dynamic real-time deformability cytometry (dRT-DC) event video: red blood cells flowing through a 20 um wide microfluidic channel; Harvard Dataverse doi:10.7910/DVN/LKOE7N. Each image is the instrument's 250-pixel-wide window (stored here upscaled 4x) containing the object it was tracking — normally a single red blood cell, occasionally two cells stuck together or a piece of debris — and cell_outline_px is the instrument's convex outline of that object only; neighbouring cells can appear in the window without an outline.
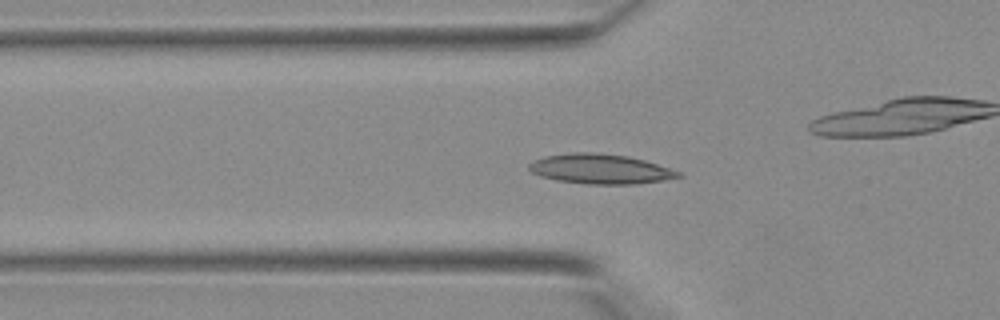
{"species": "Egyptian fruit bat (a non-hibernating species)", "species_latin": "Rousettus aegyptiacus", "temperature_condition": "warm", "stored_images_in_passage": 34, "camera_frame_rate_fps": 3000, "um_per_image_px": 0.085, "animal": {"sex": "female"}, "frame": {"image": 1, "passage_image": 6, "time_ms": 1.667, "image_size_px": [1000, 320], "cell_outline_px": [[684, 176], [664, 180], [636, 184], [588, 184], [556, 180], [540, 176], [532, 172], [528, 168], [528, 164], [532, 160], [544, 156], [572, 152], [592, 152], [628, 156], [644, 160], [680, 172]], "centroid_in_image_um": [50.99, 14.36], "position_along_channel_um": 74.8, "area_um2": 25.95}}
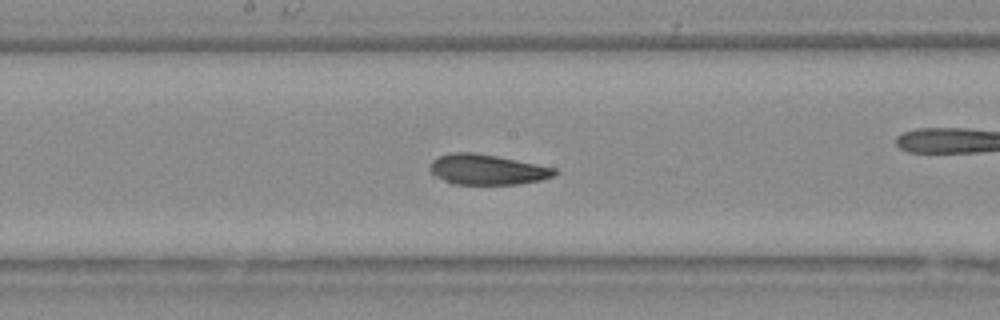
{"frame": {"image": 2, "passage_image": 14, "time_ms": 4.333, "image_size_px": [1000, 320], "cell_outline_px": [[560, 172], [552, 176], [540, 180], [516, 184], [452, 184], [436, 176], [428, 168], [432, 160], [440, 156], [452, 152], [472, 152], [496, 156], [556, 168]], "centroid_in_image_um": [41.39, 14.41], "position_along_channel_um": 206.8, "area_um2": 21.85}}
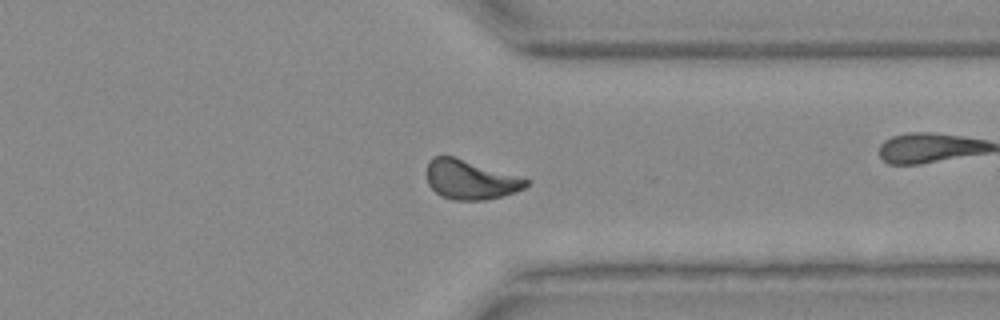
{"frame": {"image": 3, "passage_image": 24, "time_ms": 7.667, "image_size_px": [1000, 320], "cell_outline_px": [[532, 180], [524, 188], [516, 192], [484, 200], [452, 200], [440, 196], [428, 184], [428, 160], [436, 156], [452, 156]], "centroid_in_image_um": [39.99, 15.29], "position_along_channel_um": 371.4, "area_um2": 22.54}}